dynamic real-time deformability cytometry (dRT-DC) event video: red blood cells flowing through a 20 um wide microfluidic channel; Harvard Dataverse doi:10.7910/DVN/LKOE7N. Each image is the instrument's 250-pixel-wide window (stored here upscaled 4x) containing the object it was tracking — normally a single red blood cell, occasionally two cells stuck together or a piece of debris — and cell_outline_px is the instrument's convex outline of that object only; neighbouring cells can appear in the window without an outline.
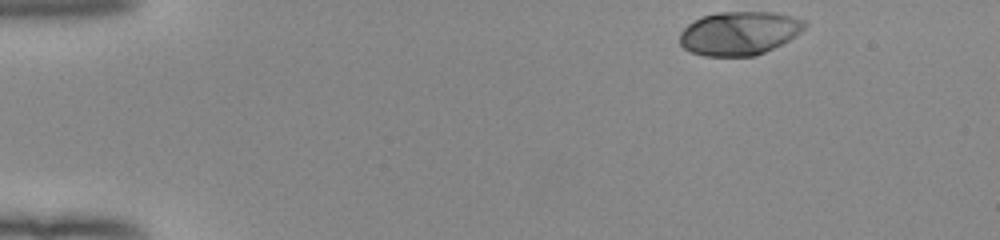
{"species": "human", "species_latin": "Homo sapiens", "temperature_condition": "room temperature", "stored_images_in_passage": 46, "camera_frame_rate_fps": 3000, "um_per_image_px": 0.085, "donor": {"sex": "female"}, "frame": {"image": 1, "passage_image": 1, "time_ms": 0.0, "image_size_px": [1000, 240], "cell_outline_px": [[808, 24], [796, 36], [756, 56], [704, 56], [692, 52], [684, 48], [680, 44], [680, 32], [692, 20], [700, 16], [716, 12], [776, 12], [808, 20]], "centroid_in_image_um": [62.84, 2.8], "position_along_channel_um": 22.2, "area_um2": 32.02}}
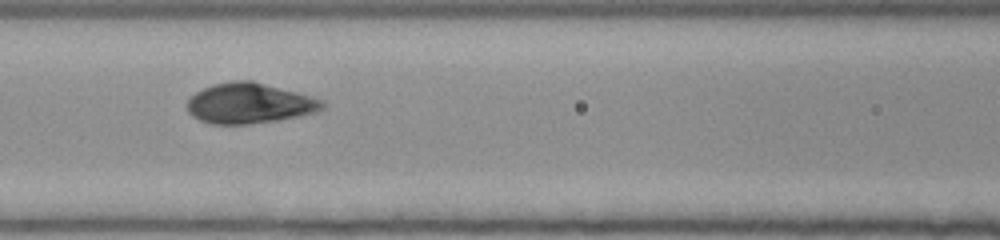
{"frame": {"image": 2, "passage_image": 18, "time_ms": 5.667, "image_size_px": [1000, 240], "cell_outline_px": [[328, 104], [320, 112], [300, 116], [276, 120], [248, 124], [208, 124], [192, 116], [188, 112], [188, 100], [196, 92], [212, 84], [232, 80], [252, 80], [296, 92], [324, 100]], "centroid_in_image_um": [21.24, 8.78], "position_along_channel_um": 145.4, "area_um2": 32.02}}
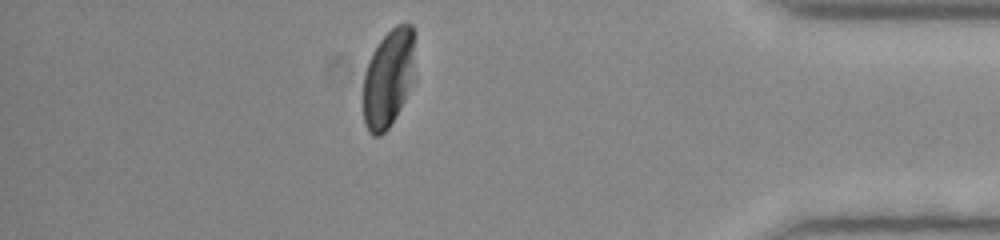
{"frame": {"image": 3, "passage_image": 40, "time_ms": 13.0, "image_size_px": [1000, 240], "cell_outline_px": [[416, 80], [396, 116], [388, 128], [380, 136], [372, 136], [368, 132], [364, 124], [364, 72], [368, 60], [372, 52], [380, 40], [396, 24], [412, 24], [416, 32]], "centroid_in_image_um": [33.09, 6.6], "position_along_channel_um": 402.1, "area_um2": 30.81}, "authors_computed_cell_mechanics": {"area_um2": 31.6744, "velocity_mm_per_s": 3.9543, "shape_relaxation_time_tau1_ms": 2.983, "shape_relaxation_time_tau2_ms": null, "deformation_change_tau1": 0.1979, "deformation_change_tau2": null}}